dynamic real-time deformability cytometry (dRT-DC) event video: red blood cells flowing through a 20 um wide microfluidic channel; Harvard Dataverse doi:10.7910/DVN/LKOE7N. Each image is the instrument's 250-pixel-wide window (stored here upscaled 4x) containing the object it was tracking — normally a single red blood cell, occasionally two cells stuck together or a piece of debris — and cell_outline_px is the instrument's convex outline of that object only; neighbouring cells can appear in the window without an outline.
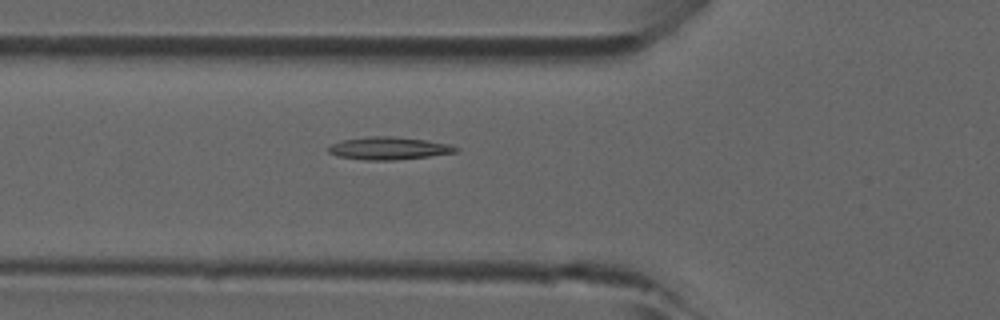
{"species": "common noctule bat (a hibernating species)", "species_latin": "Nyctalus noctula", "temperature_condition": "room temperature", "stored_images_in_passage": 37, "camera_frame_rate_fps": 3000, "um_per_image_px": 0.085, "animal": {"sex": "male", "forearm_length_mm": 52.5}, "frame": {"image": 1, "passage_image": 11, "time_ms": 3.333, "image_size_px": [1000, 320], "cell_outline_px": [[460, 148], [456, 152], [428, 156], [392, 160], [364, 160], [336, 156], [328, 152], [328, 148], [332, 144], [340, 140], [368, 136], [392, 136], [424, 140], [452, 144]], "centroid_in_image_um": [33.02, 12.6], "position_along_channel_um": 92.8, "area_um2": 16.82}}